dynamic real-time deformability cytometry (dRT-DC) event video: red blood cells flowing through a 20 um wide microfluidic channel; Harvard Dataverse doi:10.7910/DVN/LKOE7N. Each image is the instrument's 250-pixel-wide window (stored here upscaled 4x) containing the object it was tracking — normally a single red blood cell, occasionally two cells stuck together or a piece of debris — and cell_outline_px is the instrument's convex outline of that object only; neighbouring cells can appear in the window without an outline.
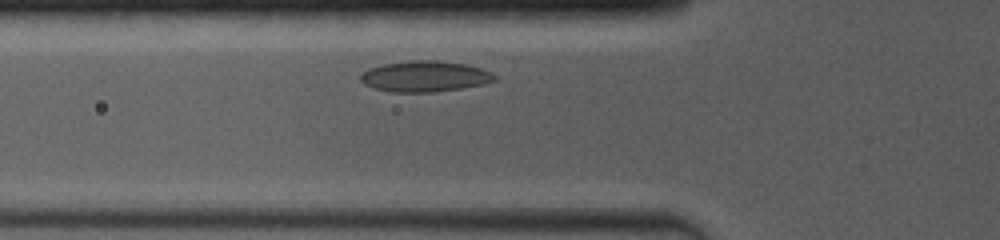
{"species": "common noctule bat (a hibernating species)", "species_latin": "Nyctalus noctula", "temperature_condition": "room temperature", "stored_images_in_passage": 10, "camera_frame_rate_fps": 4000, "um_per_image_px": 0.085, "animal": {"sex": "female", "body_mass_g": 19.0, "forearm_length_mm": 53.3}, "frame": {"image": 1, "passage_image": 2, "time_ms": 0.75, "image_size_px": [1000, 240], "cell_outline_px": [[500, 80], [484, 84], [460, 88], [432, 92], [392, 92], [372, 88], [364, 84], [360, 80], [360, 76], [368, 68], [384, 64], [408, 60], [440, 60], [468, 64], [492, 72]], "centroid_in_image_um": [36.14, 6.48], "position_along_channel_um": 89.7, "area_um2": 24.39}}
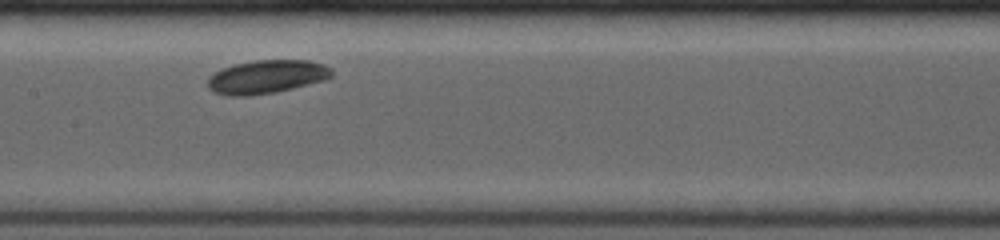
{"frame": {"image": 2, "passage_image": 5, "time_ms": 3.25, "image_size_px": [1000, 240], "cell_outline_px": [[332, 76], [324, 80], [276, 92], [248, 96], [228, 96], [216, 92], [208, 88], [208, 80], [216, 72], [224, 68], [236, 64], [256, 60], [308, 60], [324, 64], [332, 68]], "centroid_in_image_um": [22.7, 6.53], "position_along_channel_um": 184.7, "area_um2": 23.93}}
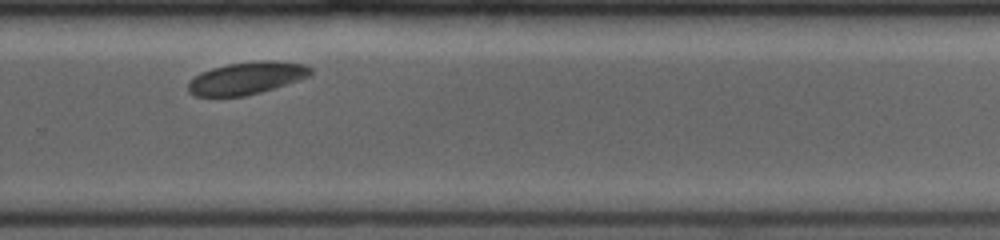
{"frame": {"image": 3, "passage_image": 9, "time_ms": 6.5, "image_size_px": [1000, 240], "cell_outline_px": [[312, 76], [260, 92], [244, 96], [196, 96], [188, 92], [188, 84], [200, 72], [212, 68], [228, 64], [260, 60], [272, 60], [304, 64], [312, 68]], "centroid_in_image_um": [20.99, 6.63], "position_along_channel_um": 308.8, "area_um2": 23.0}}